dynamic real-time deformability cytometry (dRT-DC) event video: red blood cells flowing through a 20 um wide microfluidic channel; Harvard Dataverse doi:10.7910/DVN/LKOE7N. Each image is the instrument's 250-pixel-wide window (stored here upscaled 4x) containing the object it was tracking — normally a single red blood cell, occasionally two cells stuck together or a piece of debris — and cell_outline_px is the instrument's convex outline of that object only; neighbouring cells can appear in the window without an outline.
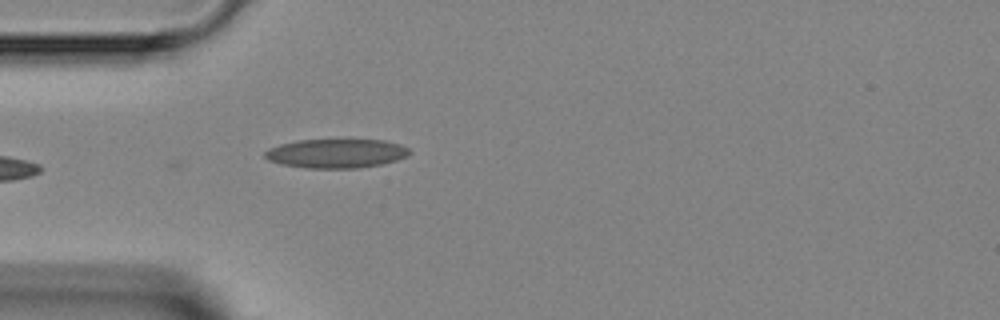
{"species": "Egyptian fruit bat (a non-hibernating species)", "species_latin": "Rousettus aegyptiacus", "temperature_condition": "room temperature", "stored_images_in_passage": 5, "camera_frame_rate_fps": 3000, "um_per_image_px": 0.085, "animal": {"sex": "female"}, "frame": {"image": 1, "passage_image": 5, "time_ms": 4.667, "image_size_px": [1000, 320], "cell_outline_px": [[412, 152], [408, 156], [396, 160], [380, 164], [356, 168], [308, 168], [280, 164], [268, 160], [264, 156], [264, 152], [268, 148], [280, 144], [300, 140], [384, 140], [400, 144], [408, 148]], "centroid_in_image_um": [28.57, 13.04], "position_along_channel_um": 56.4, "area_um2": 24.45}}